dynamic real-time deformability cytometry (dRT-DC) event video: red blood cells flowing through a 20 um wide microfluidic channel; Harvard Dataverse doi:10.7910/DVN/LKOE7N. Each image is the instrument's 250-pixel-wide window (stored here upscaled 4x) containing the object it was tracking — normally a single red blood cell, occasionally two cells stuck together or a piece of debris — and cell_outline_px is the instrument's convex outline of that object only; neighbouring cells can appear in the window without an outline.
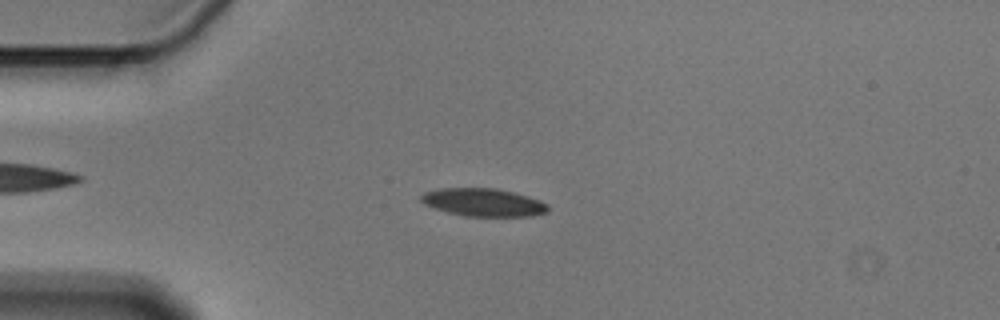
{"species": "Egyptian fruit bat (a non-hibernating species)", "species_latin": "Rousettus aegyptiacus", "temperature_condition": "cold", "stored_images_in_passage": 54, "camera_frame_rate_fps": 3000, "um_per_image_px": 0.085, "animal": {"sex": "male"}, "frame": {"image": 1, "passage_image": 12, "time_ms": 3.667, "image_size_px": [1000, 320], "cell_outline_px": [[548, 212], [532, 216], [464, 216], [448, 212], [424, 204], [420, 200], [420, 196], [424, 192], [440, 188], [496, 188], [528, 196], [540, 200], [548, 204]], "centroid_in_image_um": [41.09, 17.2], "position_along_channel_um": 43.9, "area_um2": 20.63}}
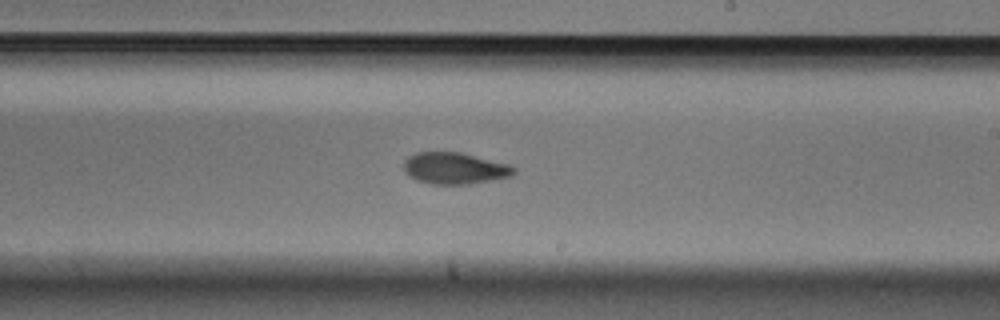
{"frame": {"image": 2, "passage_image": 31, "time_ms": 10.0, "image_size_px": [1000, 320], "cell_outline_px": [[516, 172], [512, 176], [492, 180], [468, 184], [432, 184], [416, 180], [404, 172], [404, 160], [408, 156], [416, 152], [460, 152], [512, 164], [516, 168]], "centroid_in_image_um": [38.68, 14.3], "position_along_channel_um": 250.3, "area_um2": 20.52}}
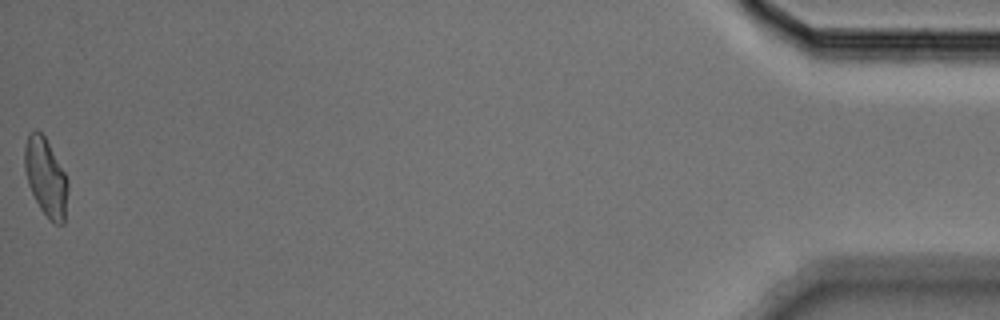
{"frame": {"image": 3, "passage_image": 54, "time_ms": 17.667, "image_size_px": [1000, 320], "cell_outline_px": [[68, 192], [64, 224], [56, 224], [48, 220], [40, 208], [28, 184], [24, 168], [24, 148], [28, 132], [32, 128], [36, 128], [44, 136], [64, 172], [68, 180]], "centroid_in_image_um": [3.88, 15.06], "position_along_channel_um": 431.3, "area_um2": 19.77}, "authors_computed_cell_mechanics": {"area_um2": 20.4901, "velocity_mm_per_s": 3.5844, "shape_relaxation_time_tau1_ms": 2.8802, "shape_relaxation_time_tau2_ms": 2.3441, "deformation_change_tau1": 0.1135, "deformation_change_tau2": 0.0648}}